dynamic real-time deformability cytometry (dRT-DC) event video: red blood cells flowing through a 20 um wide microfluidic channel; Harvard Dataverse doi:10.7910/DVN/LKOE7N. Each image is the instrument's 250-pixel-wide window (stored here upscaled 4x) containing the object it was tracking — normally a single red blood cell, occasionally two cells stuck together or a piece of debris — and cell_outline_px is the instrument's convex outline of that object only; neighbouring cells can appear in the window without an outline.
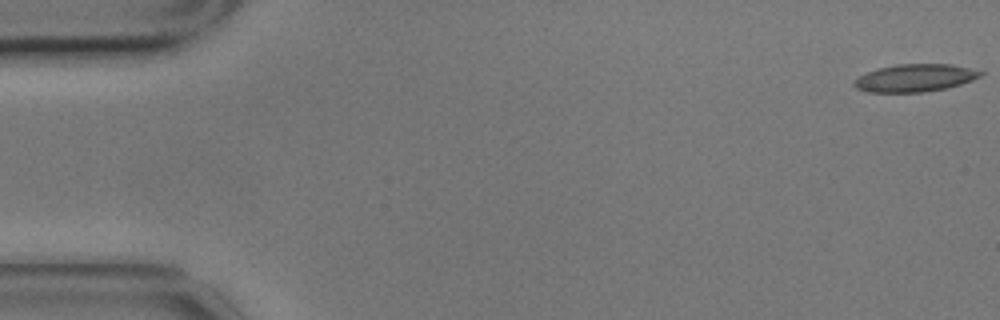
{"species": "common noctule bat (a hibernating species)", "species_latin": "Nyctalus noctula", "temperature_condition": "cold", "stored_images_in_passage": 58, "camera_frame_rate_fps": 3000, "um_per_image_px": 0.085, "animal": {"sex": "male", "body_mass_g": 17.9}, "frame": {"image": 1, "passage_image": 1, "time_ms": 0.0, "image_size_px": [1000, 320], "cell_outline_px": [[984, 72], [980, 76], [972, 80], [960, 84], [944, 88], [924, 92], [868, 92], [856, 88], [852, 84], [860, 76], [876, 68], [896, 64], [952, 64]], "centroid_in_image_um": [77.75, 6.62], "position_along_channel_um": 7.3, "area_um2": 20.11}}
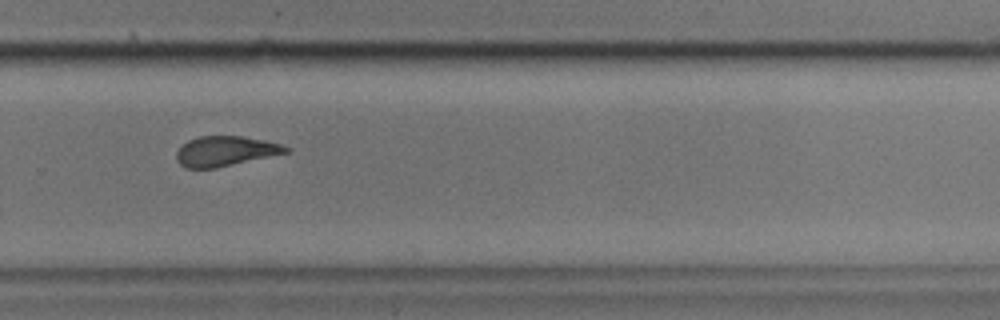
{"frame": {"image": 2, "passage_image": 39, "time_ms": 12.667, "image_size_px": [1000, 320], "cell_outline_px": [[292, 148], [288, 152], [216, 168], [184, 168], [176, 160], [176, 152], [188, 140], [200, 136], [240, 136], [264, 140], [280, 144]], "centroid_in_image_um": [19.14, 12.85], "position_along_channel_um": 310.7, "area_um2": 18.96}}
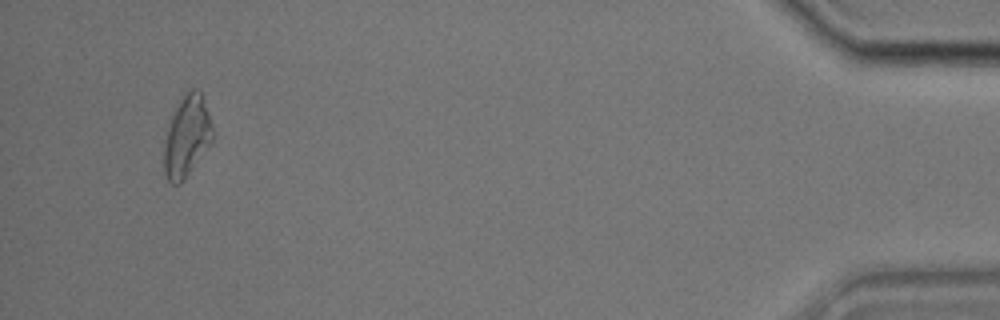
{"frame": {"image": 3, "passage_image": 55, "time_ms": 18.0, "image_size_px": [1000, 320], "cell_outline_px": [[212, 140], [180, 184], [172, 184], [168, 180], [164, 172], [164, 148], [168, 128], [172, 116], [180, 100], [192, 88], [196, 88], [200, 92], [204, 100], [208, 112], [212, 128]], "centroid_in_image_um": [15.87, 11.6], "position_along_channel_um": 419.3, "area_um2": 22.08}, "authors_computed_cell_mechanics": {"area_um2": 20.808, "velocity_mm_per_s": 3.4733, "shape_relaxation_time_tau1_ms": null, "shape_relaxation_time_tau2_ms": 3.4762, "deformation_change_tau1": null, "deformation_change_tau2": 0.1111}}